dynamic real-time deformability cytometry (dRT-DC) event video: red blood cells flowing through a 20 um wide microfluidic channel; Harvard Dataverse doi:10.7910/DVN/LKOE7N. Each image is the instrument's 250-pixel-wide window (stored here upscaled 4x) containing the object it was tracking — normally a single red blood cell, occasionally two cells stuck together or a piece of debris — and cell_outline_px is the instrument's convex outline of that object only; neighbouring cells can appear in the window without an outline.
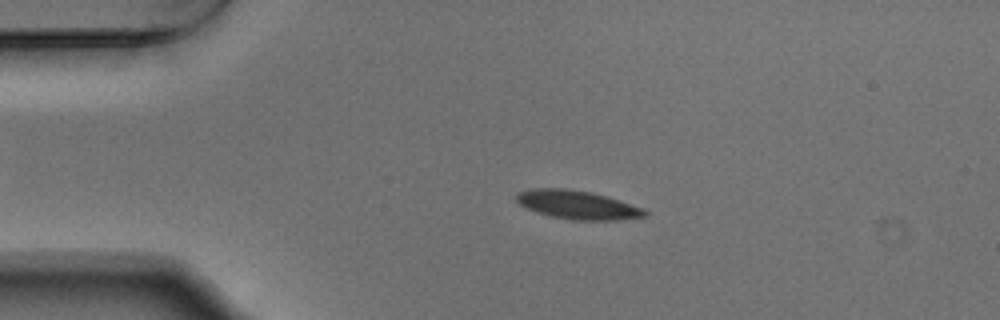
{"species": "Egyptian fruit bat (a non-hibernating species)", "species_latin": "Rousettus aegyptiacus", "temperature_condition": "warm", "stored_images_in_passage": 53, "camera_frame_rate_fps": 3000, "um_per_image_px": 0.085, "animal": {"sex": "male"}, "frame": {"image": 1, "passage_image": 11, "time_ms": 3.333, "image_size_px": [1000, 320], "cell_outline_px": [[648, 216], [620, 220], [572, 220], [552, 216], [536, 212], [520, 204], [516, 200], [516, 196], [520, 192], [536, 188], [564, 188], [592, 192], [644, 208], [648, 212]], "centroid_in_image_um": [49.13, 17.42], "position_along_channel_um": 35.9, "area_um2": 21.27}}
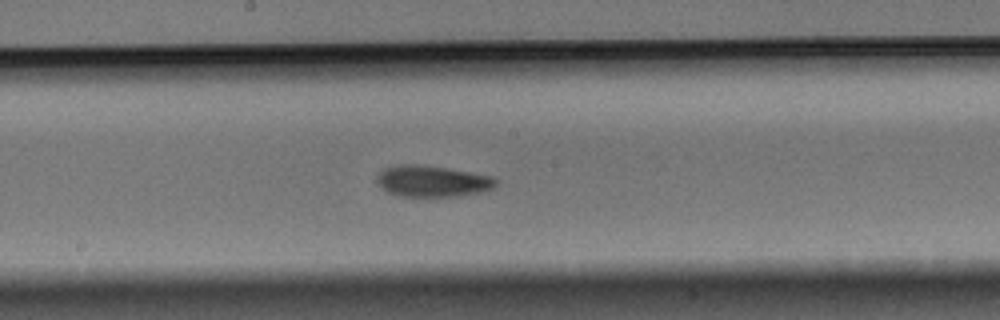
{"frame": {"image": 2, "passage_image": 28, "time_ms": 9.0, "image_size_px": [1000, 320], "cell_outline_px": [[496, 188], [480, 192], [452, 196], [400, 196], [388, 192], [380, 188], [376, 184], [380, 172], [384, 168], [400, 164], [416, 164], [448, 168], [496, 176]], "centroid_in_image_um": [36.76, 15.39], "position_along_channel_um": 211.4, "area_um2": 21.79}}
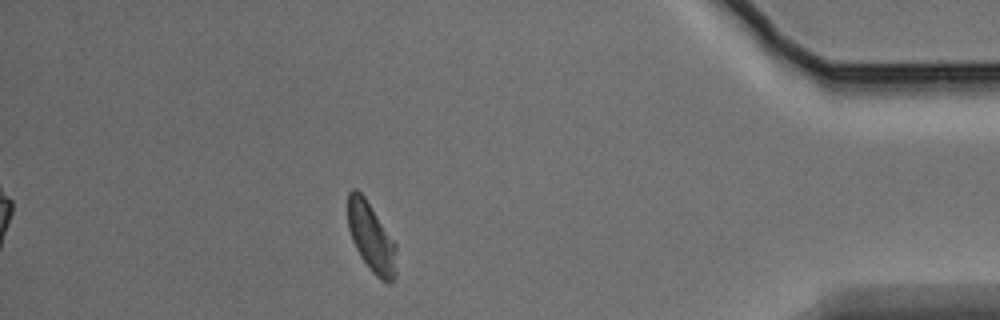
{"frame": {"image": 3, "passage_image": 47, "time_ms": 15.333, "image_size_px": [1000, 320], "cell_outline_px": [[396, 276], [388, 284], [380, 280], [372, 272], [360, 256], [352, 240], [348, 228], [348, 192], [352, 188], [356, 188], [364, 196], [396, 244]], "centroid_in_image_um": [31.55, 20.2], "position_along_channel_um": 403.6, "area_um2": 19.54}, "authors_computed_cell_mechanics": {"area_um2": 20.7502, "velocity_mm_per_s": 3.734, "shape_relaxation_time_tau1_ms": 2.5417, "shape_relaxation_time_tau2_ms": 3.7759, "deformation_change_tau1": 0.1258, "deformation_change_tau2": 0.0862}}